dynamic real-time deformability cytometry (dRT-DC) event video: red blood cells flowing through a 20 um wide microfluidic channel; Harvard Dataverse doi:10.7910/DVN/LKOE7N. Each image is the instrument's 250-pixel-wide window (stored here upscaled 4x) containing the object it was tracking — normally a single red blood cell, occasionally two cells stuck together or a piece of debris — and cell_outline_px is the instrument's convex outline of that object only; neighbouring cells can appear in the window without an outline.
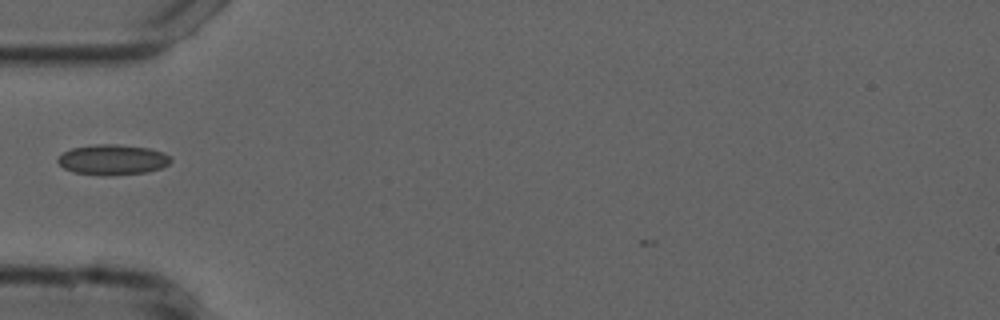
{"species": "common noctule bat (a hibernating species)", "species_latin": "Nyctalus noctula", "temperature_condition": "cold", "stored_images_in_passage": 33, "camera_frame_rate_fps": 3000, "um_per_image_px": 0.085, "animal": {"sex": "male", "forearm_length_mm": 52.5}, "frame": {"image": 1, "passage_image": 2, "time_ms": 0.333, "image_size_px": [1000, 320], "cell_outline_px": [[172, 160], [168, 164], [160, 168], [148, 172], [108, 176], [72, 172], [64, 168], [56, 160], [64, 152], [72, 148], [96, 144], [116, 144], [148, 148], [164, 152], [172, 156]], "centroid_in_image_um": [9.6, 13.58], "position_along_channel_um": 75.4, "area_um2": 20.06}}
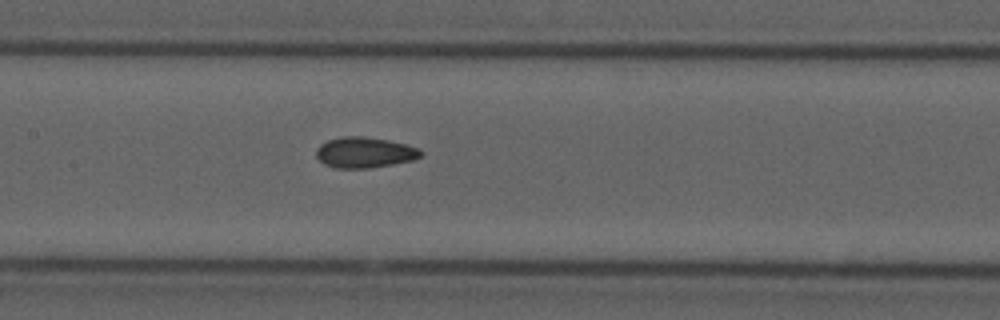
{"frame": {"image": 2, "passage_image": 10, "time_ms": 3.0, "image_size_px": [1000, 320], "cell_outline_px": [[424, 152], [420, 156], [412, 160], [392, 164], [368, 168], [336, 168], [324, 164], [316, 156], [316, 148], [320, 144], [328, 140], [344, 136], [364, 136], [388, 140], [420, 148]], "centroid_in_image_um": [30.98, 12.95], "position_along_channel_um": 176.4, "area_um2": 18.67}}
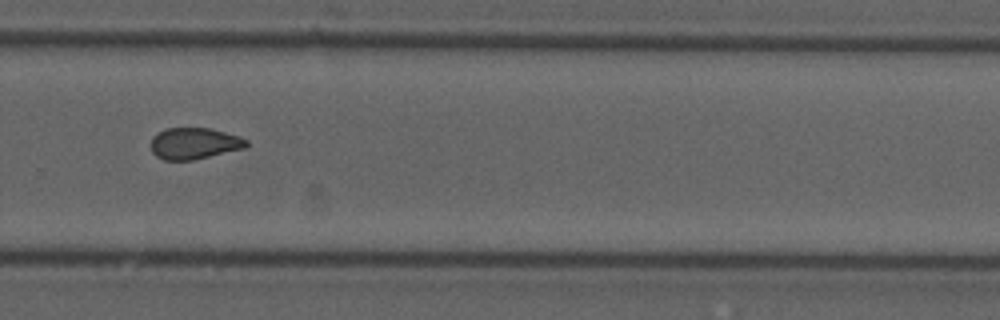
{"frame": {"image": 3, "passage_image": 21, "time_ms": 6.667, "image_size_px": [1000, 320], "cell_outline_px": [[248, 144], [244, 148], [192, 160], [164, 160], [156, 156], [152, 152], [152, 136], [156, 132], [164, 128], [212, 128], [240, 136], [248, 140]], "centroid_in_image_um": [16.5, 12.17], "position_along_channel_um": 313.3, "area_um2": 17.57}}